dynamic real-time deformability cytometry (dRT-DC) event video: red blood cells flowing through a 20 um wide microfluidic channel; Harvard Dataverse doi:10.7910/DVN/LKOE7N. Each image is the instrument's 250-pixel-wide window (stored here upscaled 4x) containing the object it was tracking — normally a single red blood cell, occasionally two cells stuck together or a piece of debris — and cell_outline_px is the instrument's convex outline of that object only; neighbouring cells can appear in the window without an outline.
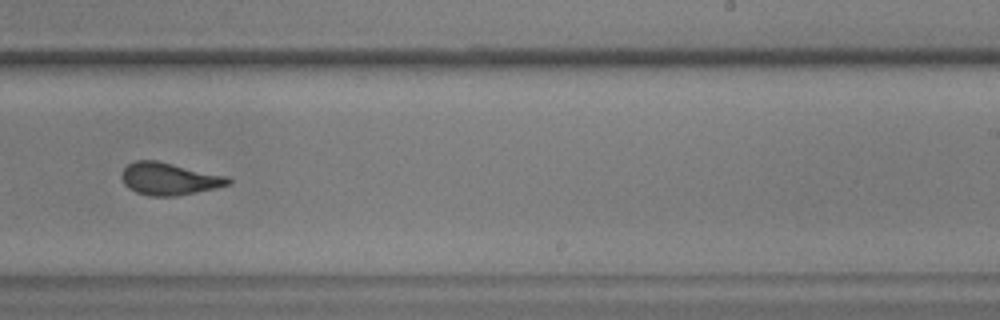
{"species": "common noctule bat (a hibernating species)", "species_latin": "Nyctalus noctula", "temperature_condition": "warm", "stored_images_in_passage": 56, "segment_of_instrument_passage": [2, 2], "camera_frame_rate_fps": 3000, "um_per_image_px": 0.085, "animal": {"sex": "male", "body_mass_g": 17.9, "forearm_length_mm": 54.2}, "frame": {"image": 1, "passage_image": 36, "time_ms": 11.667, "image_size_px": [1000, 320], "cell_outline_px": [[232, 184], [216, 188], [176, 196], [148, 196], [136, 192], [128, 188], [124, 184], [120, 176], [120, 172], [128, 164], [136, 160], [156, 160], [228, 176], [232, 180]], "centroid_in_image_um": [14.37, 15.2], "position_along_channel_um": 274.6, "area_um2": 20.29}}